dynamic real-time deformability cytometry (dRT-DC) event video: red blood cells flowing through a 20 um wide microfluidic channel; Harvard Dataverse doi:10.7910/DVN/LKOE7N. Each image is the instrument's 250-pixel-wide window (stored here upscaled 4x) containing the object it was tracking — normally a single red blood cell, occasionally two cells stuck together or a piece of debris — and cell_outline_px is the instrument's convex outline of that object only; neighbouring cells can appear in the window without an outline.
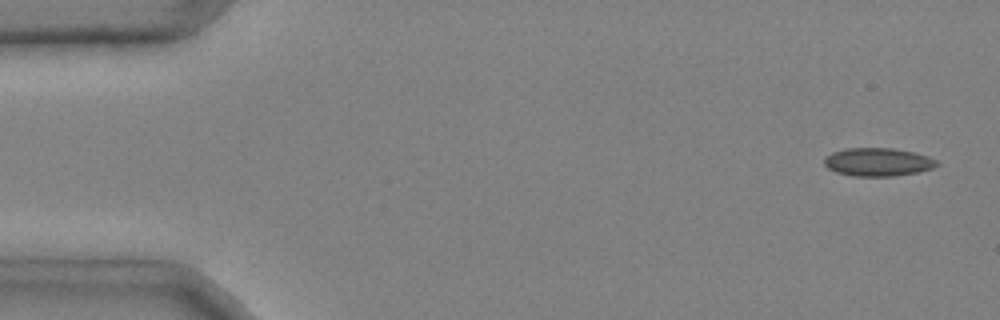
{"species": "common noctule bat (a hibernating species)", "species_latin": "Nyctalus noctula", "temperature_condition": "cold", "stored_images_in_passage": 7, "camera_frame_rate_fps": 3000, "um_per_image_px": 0.085, "animal": {"sex": "male", "body_mass_g": 20.4}, "frame": {"image": 1, "passage_image": 1, "time_ms": 0.0, "image_size_px": [1000, 320], "cell_outline_px": [[940, 164], [932, 168], [916, 172], [892, 176], [852, 176], [836, 172], [828, 168], [824, 164], [824, 156], [832, 152], [844, 148], [892, 148], [912, 152], [928, 156], [936, 160]], "centroid_in_image_um": [74.58, 13.76], "position_along_channel_um": 10.4, "area_um2": 18.5}}